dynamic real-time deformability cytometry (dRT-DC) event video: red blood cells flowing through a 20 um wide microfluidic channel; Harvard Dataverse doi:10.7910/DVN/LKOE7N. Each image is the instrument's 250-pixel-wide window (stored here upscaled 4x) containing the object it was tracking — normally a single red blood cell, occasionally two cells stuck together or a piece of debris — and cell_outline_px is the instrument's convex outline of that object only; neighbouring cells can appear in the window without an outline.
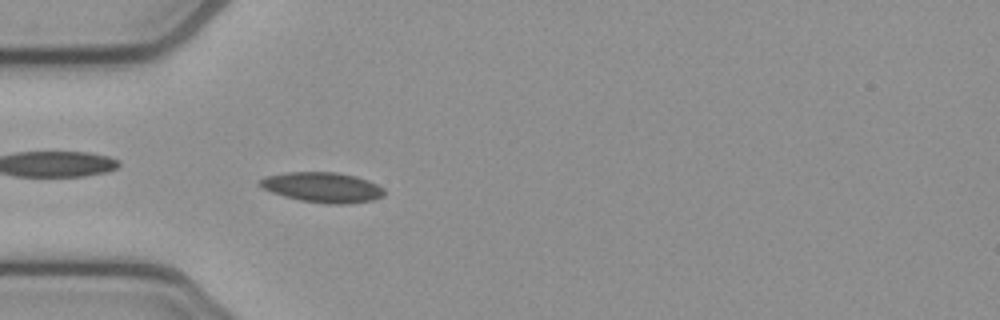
{"species": "common noctule bat (a hibernating species)", "species_latin": "Nyctalus noctula", "temperature_condition": "cold", "stored_images_in_passage": 4, "camera_frame_rate_fps": 3000, "um_per_image_px": 0.085, "animal": {"sex": "female", "body_mass_g": 21.9}, "frame": {"image": 1, "passage_image": 4, "time_ms": 1.0, "image_size_px": [1000, 320], "cell_outline_px": [[384, 196], [372, 200], [348, 204], [328, 204], [300, 200], [284, 196], [272, 192], [256, 184], [264, 176], [288, 172], [336, 172], [356, 176], [368, 180], [384, 188]], "centroid_in_image_um": [27.41, 15.92], "position_along_channel_um": 57.6, "area_um2": 21.91}}